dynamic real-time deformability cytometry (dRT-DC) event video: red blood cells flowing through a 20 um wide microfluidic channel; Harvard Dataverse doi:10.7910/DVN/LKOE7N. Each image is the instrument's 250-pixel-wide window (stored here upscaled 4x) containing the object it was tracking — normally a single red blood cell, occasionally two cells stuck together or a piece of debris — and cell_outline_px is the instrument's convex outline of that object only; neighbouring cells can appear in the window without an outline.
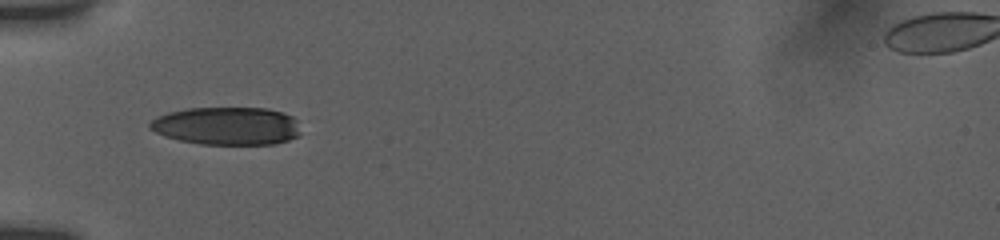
{"species": "human", "species_latin": "Homo sapiens", "temperature_condition": "room temperature", "stored_images_in_passage": 36, "camera_frame_rate_fps": 3000, "um_per_image_px": 0.085, "donor": {"sex": "female"}, "frame": {"image": 1, "passage_image": 1, "time_ms": 0.0, "image_size_px": [1000, 240], "cell_outline_px": [[300, 136], [288, 140], [272, 144], [200, 144], [180, 140], [164, 136], [148, 128], [148, 124], [156, 116], [168, 112], [188, 108], [268, 108], [284, 112], [292, 116], [296, 120], [300, 132]], "centroid_in_image_um": [19.28, 10.7], "position_along_channel_um": 65.7, "area_um2": 33.52}}
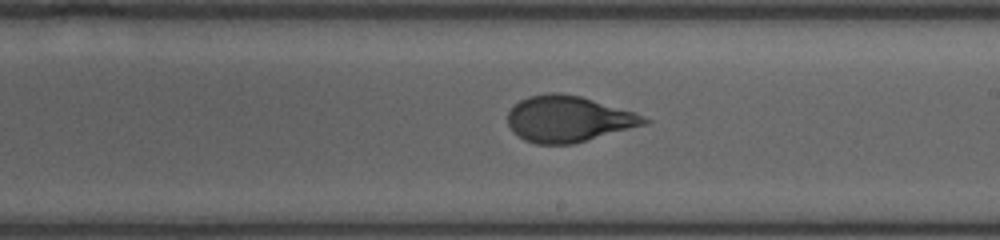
{"frame": {"image": 2, "passage_image": 15, "time_ms": 4.667, "image_size_px": [1000, 240], "cell_outline_px": [[652, 120], [648, 124], [572, 144], [536, 144], [524, 140], [508, 124], [508, 112], [512, 104], [528, 96], [548, 92], [560, 92], [580, 96], [632, 112]], "centroid_in_image_um": [48.29, 10.1], "position_along_channel_um": 240.7, "area_um2": 36.47}}
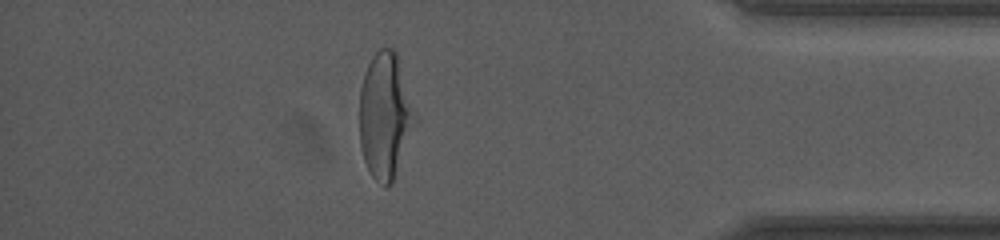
{"frame": {"image": 3, "passage_image": 30, "time_ms": 9.667, "image_size_px": [1000, 240], "cell_outline_px": [[420, 120], [392, 184], [388, 188], [384, 188], [372, 176], [364, 160], [360, 148], [360, 88], [364, 72], [372, 56], [380, 48], [396, 48]], "centroid_in_image_um": [32.8, 9.84], "position_along_channel_um": 402.4, "area_um2": 42.37}, "authors_computed_cell_mechanics": {"area_um2": 36.8186, "velocity_mm_per_s": 3.8345, "shape_relaxation_time_tau1_ms": 3.7638, "shape_relaxation_time_tau2_ms": 0.7469, "deformation_change_tau1": 0.1814, "deformation_change_tau2": 0.0596}}